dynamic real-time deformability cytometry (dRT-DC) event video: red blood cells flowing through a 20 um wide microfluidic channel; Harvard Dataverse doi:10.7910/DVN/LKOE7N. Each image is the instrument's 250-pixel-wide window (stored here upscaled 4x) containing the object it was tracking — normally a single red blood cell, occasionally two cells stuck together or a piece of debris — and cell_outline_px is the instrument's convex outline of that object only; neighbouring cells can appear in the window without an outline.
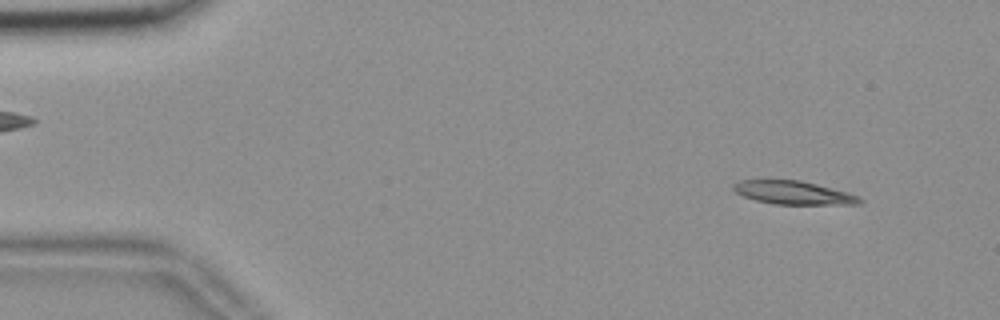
{"species": "common noctule bat (a hibernating species)", "species_latin": "Nyctalus noctula", "temperature_condition": "room temperature", "stored_images_in_passage": 56, "segment_of_instrument_passage": [1, 2], "camera_frame_rate_fps": 3000, "um_per_image_px": 0.085, "animal": {"sex": "female", "body_mass_g": 18.4}, "frame": {"image": 1, "passage_image": 5, "time_ms": 1.333, "image_size_px": [1000, 320], "cell_outline_px": [[864, 200], [860, 204], [772, 204], [756, 200], [744, 196], [736, 192], [732, 188], [732, 184], [740, 180], [800, 180], [848, 192], [860, 196]], "centroid_in_image_um": [67.46, 16.38], "position_along_channel_um": 17.5, "area_um2": 17.17}}
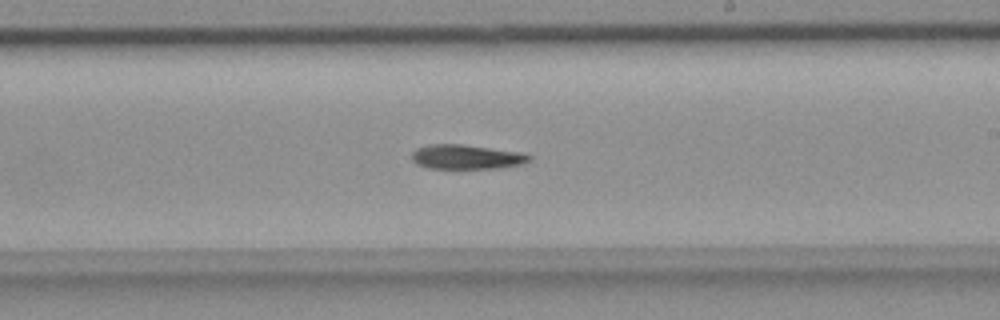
{"frame": {"image": 2, "passage_image": 32, "time_ms": 10.333, "image_size_px": [1000, 320], "cell_outline_px": [[532, 160], [524, 164], [500, 168], [428, 168], [416, 164], [412, 160], [412, 152], [416, 148], [428, 144], [460, 144], [516, 152], [532, 156]], "centroid_in_image_um": [39.62, 13.34], "position_along_channel_um": 249.4, "area_um2": 16.65}}
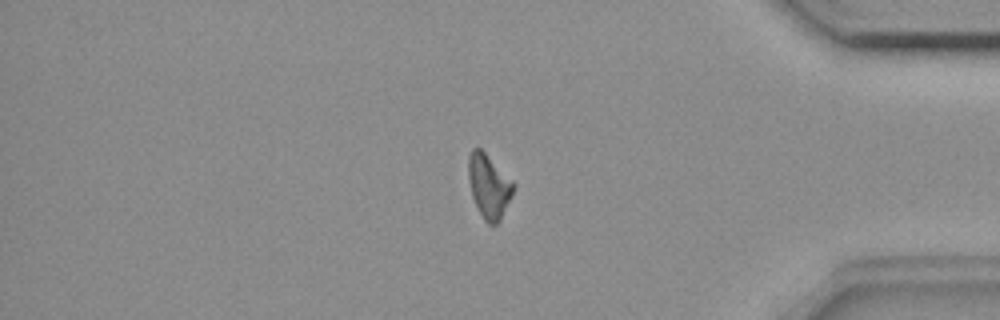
{"frame": {"image": 3, "passage_image": 46, "time_ms": 15.0, "image_size_px": [1000, 320], "cell_outline_px": [[516, 188], [500, 220], [496, 224], [488, 224], [484, 220], [472, 196], [468, 176], [468, 156], [472, 148], [480, 148], [516, 184]], "centroid_in_image_um": [41.57, 15.82], "position_along_channel_um": 393.6, "area_um2": 16.65}}